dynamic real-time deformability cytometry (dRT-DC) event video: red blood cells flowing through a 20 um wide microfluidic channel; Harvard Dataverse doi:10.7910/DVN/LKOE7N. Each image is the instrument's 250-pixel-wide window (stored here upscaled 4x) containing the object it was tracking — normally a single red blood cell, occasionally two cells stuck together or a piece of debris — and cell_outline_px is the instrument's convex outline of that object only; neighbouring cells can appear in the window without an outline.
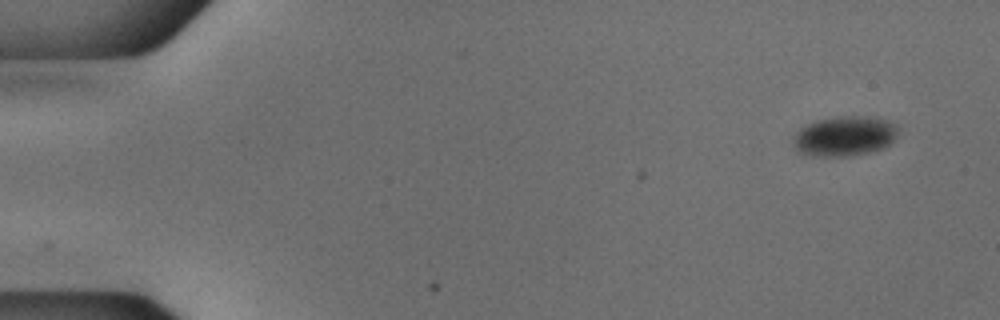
{"species": "common noctule bat (a hibernating species)", "species_latin": "Nyctalus noctula", "temperature_condition": "cold", "stored_images_in_passage": 51, "camera_frame_rate_fps": 3000, "um_per_image_px": 0.085, "animal": {"sex": "male", "body_mass_g": 18.8}, "frame": {"image": 1, "passage_image": 1, "time_ms": 0.0, "image_size_px": [1000, 320], "cell_outline_px": [[900, 128], [892, 140], [884, 148], [864, 152], [840, 156], [812, 156], [800, 152], [796, 148], [796, 132], [800, 128], [808, 124], [820, 120], [840, 116], [864, 116], [888, 120], [896, 124]], "centroid_in_image_um": [71.83, 11.55], "position_along_channel_um": 13.2, "area_um2": 23.76}}
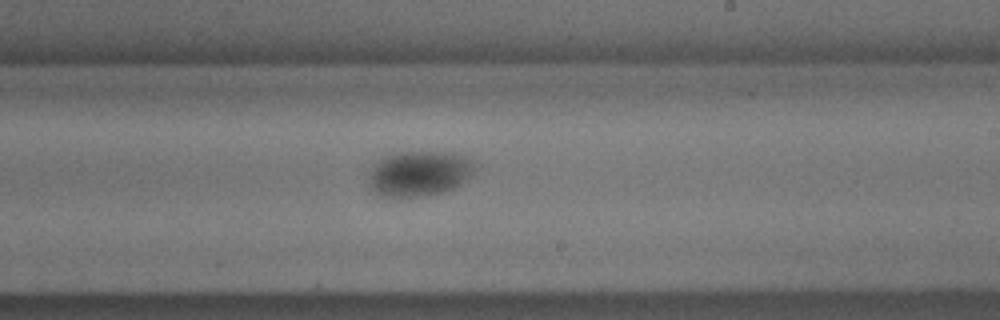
{"frame": {"image": 2, "passage_image": 30, "time_ms": 9.667, "image_size_px": [1000, 320], "cell_outline_px": [[480, 168], [460, 184], [444, 192], [424, 196], [380, 196], [368, 188], [368, 176], [376, 160], [392, 152], [452, 152], [476, 160]], "centroid_in_image_um": [35.65, 14.72], "position_along_channel_um": 253.3, "area_um2": 28.73}}
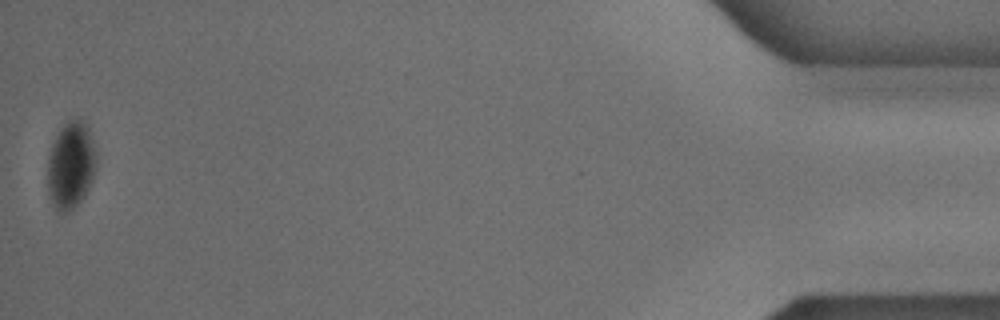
{"frame": {"image": 3, "passage_image": 51, "time_ms": 16.667, "image_size_px": [1000, 320], "cell_outline_px": [[96, 164], [92, 180], [84, 196], [68, 212], [56, 212], [48, 196], [48, 156], [52, 144], [60, 128], [68, 120], [80, 116], [88, 124], [96, 152]], "centroid_in_image_um": [6.02, 14.0], "position_along_channel_um": 429.2, "area_um2": 25.09}}